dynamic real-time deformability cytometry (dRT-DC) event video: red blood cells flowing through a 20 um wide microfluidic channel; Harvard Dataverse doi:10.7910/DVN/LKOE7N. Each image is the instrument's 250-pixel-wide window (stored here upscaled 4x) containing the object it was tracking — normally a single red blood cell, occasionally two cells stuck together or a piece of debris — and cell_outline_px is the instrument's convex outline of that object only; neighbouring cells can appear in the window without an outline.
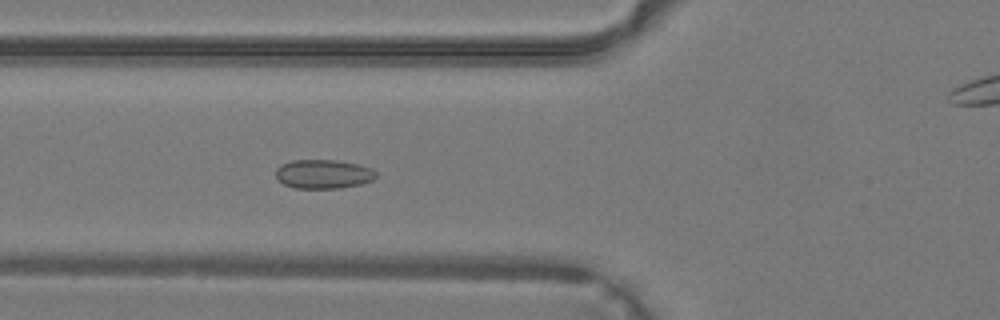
{"species": "common noctule bat (a hibernating species)", "species_latin": "Nyctalus noctula", "temperature_condition": "warm", "stored_images_in_passage": 43, "camera_frame_rate_fps": 3000, "um_per_image_px": 0.085, "animal": {"sex": "male", "body_mass_g": 19.2, "forearm_length_mm": 51.8}, "frame": {"image": 1, "passage_image": 17, "time_ms": 5.333, "image_size_px": [1000, 320], "cell_outline_px": [[376, 176], [372, 180], [360, 184], [340, 188], [296, 188], [284, 184], [276, 180], [276, 168], [280, 164], [292, 160], [336, 160], [360, 164], [372, 168], [376, 172]], "centroid_in_image_um": [27.47, 14.78], "position_along_channel_um": 98.3, "area_um2": 17.11}}
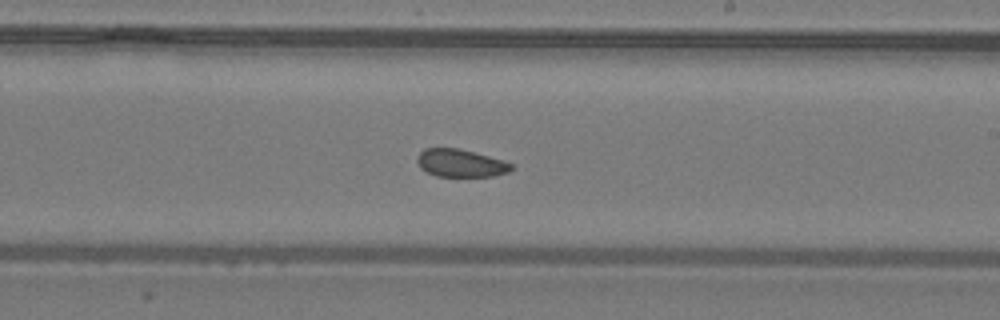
{"frame": {"image": 2, "passage_image": 26, "time_ms": 8.333, "image_size_px": [1000, 320], "cell_outline_px": [[512, 168], [508, 172], [492, 176], [436, 176], [420, 168], [416, 160], [416, 156], [424, 148], [460, 148], [504, 160], [512, 164]], "centroid_in_image_um": [39.12, 13.85], "position_along_channel_um": 249.9, "area_um2": 15.26}}
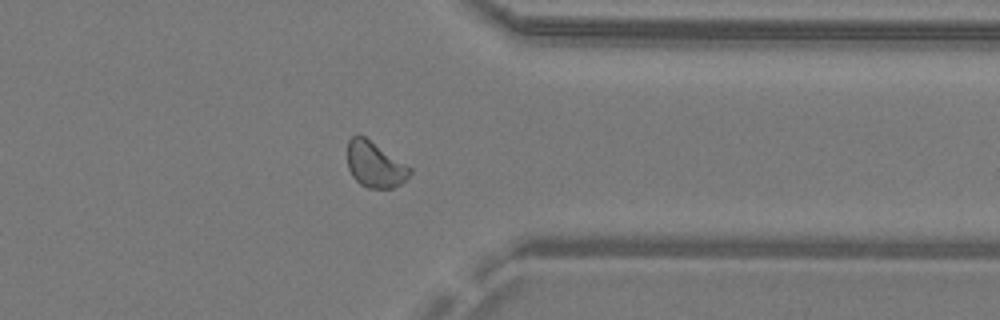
{"frame": {"image": 3, "passage_image": 34, "time_ms": 11.0, "image_size_px": [1000, 320], "cell_outline_px": [[412, 172], [400, 184], [392, 188], [368, 188], [360, 184], [352, 176], [348, 168], [348, 140], [356, 132], [364, 136], [412, 168]], "centroid_in_image_um": [31.84, 13.98], "position_along_channel_um": 379.6, "area_um2": 16.59}}